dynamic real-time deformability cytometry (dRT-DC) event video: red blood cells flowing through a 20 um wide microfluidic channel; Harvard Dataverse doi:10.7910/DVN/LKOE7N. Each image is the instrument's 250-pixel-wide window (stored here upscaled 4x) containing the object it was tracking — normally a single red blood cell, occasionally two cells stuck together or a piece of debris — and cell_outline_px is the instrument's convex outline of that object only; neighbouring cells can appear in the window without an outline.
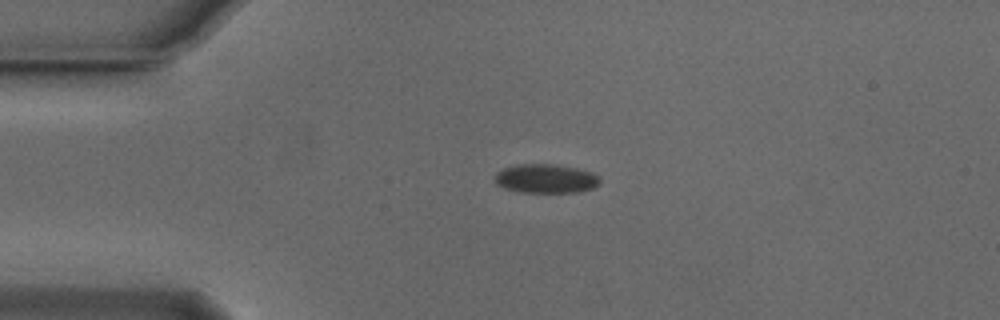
{"species": "Egyptian fruit bat (a non-hibernating species)", "species_latin": "Rousettus aegyptiacus", "temperature_condition": "cold", "stored_images_in_passage": 37, "camera_frame_rate_fps": 3000, "um_per_image_px": 0.085, "animal": {"sex": "male"}, "frame": {"image": 1, "passage_image": 1, "time_ms": 0.0, "image_size_px": [1000, 320], "cell_outline_px": [[600, 184], [592, 188], [576, 192], [520, 192], [504, 188], [496, 184], [496, 172], [504, 168], [516, 164], [552, 164], [576, 168], [592, 172], [600, 176]], "centroid_in_image_um": [46.4, 15.18], "position_along_channel_um": 38.6, "area_um2": 17.74}}
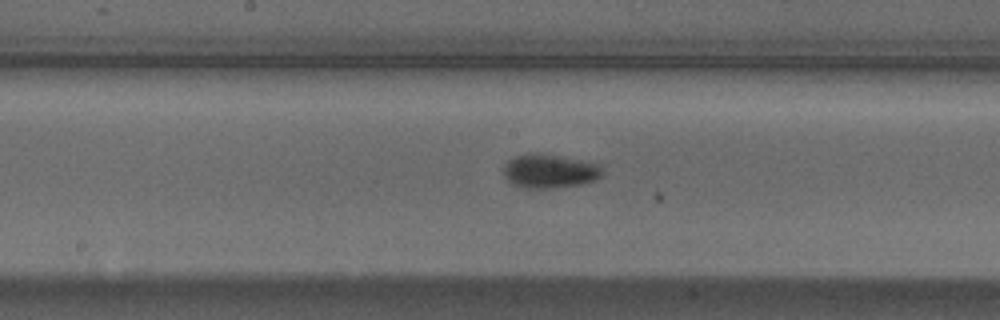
{"frame": {"image": 2, "passage_image": 16, "time_ms": 5.0, "image_size_px": [1000, 320], "cell_outline_px": [[600, 176], [596, 180], [580, 184], [556, 188], [524, 188], [512, 184], [504, 176], [504, 164], [508, 160], [516, 156], [528, 152], [536, 152], [560, 156], [600, 164]], "centroid_in_image_um": [46.67, 14.54], "position_along_channel_um": 201.5, "area_um2": 19.54}}
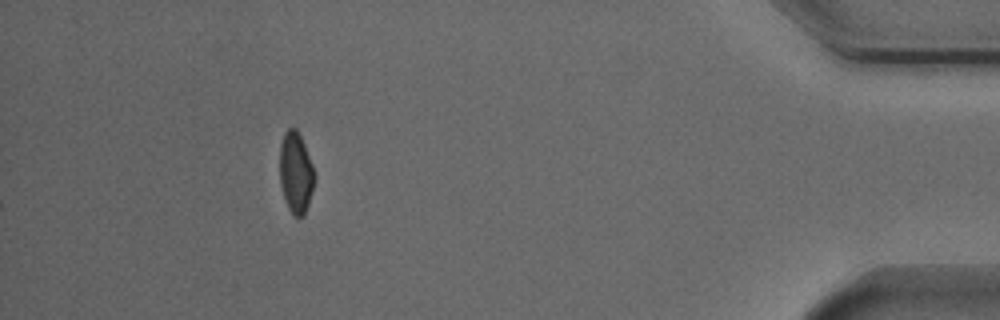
{"frame": {"image": 3, "passage_image": 37, "time_ms": 12.0, "image_size_px": [1000, 320], "cell_outline_px": [[316, 176], [312, 192], [304, 216], [292, 216], [284, 200], [280, 184], [280, 144], [284, 132], [288, 128], [296, 128], [304, 144], [312, 164]], "centroid_in_image_um": [25.14, 14.69], "position_along_channel_um": 410.1, "area_um2": 16.59}, "authors_computed_cell_mechanics": {"area_um2": 17.9758, "velocity_mm_per_s": 3.852, "shape_relaxation_time_tau1_ms": 2.4591, "shape_relaxation_time_tau2_ms": null, "deformation_change_tau1": 0.0845, "deformation_change_tau2": null}}